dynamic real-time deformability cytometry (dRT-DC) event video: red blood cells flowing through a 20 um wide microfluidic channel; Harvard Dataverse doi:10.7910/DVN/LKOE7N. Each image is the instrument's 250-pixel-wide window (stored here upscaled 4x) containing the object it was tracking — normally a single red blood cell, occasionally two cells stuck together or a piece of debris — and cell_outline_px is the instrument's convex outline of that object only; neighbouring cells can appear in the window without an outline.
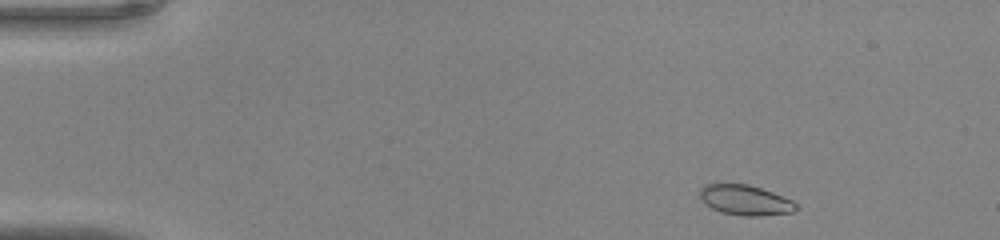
{"species": "common noctule bat (a hibernating species)", "species_latin": "Nyctalus noctula", "temperature_condition": "warm", "stored_images_in_passage": 41, "camera_frame_rate_fps": 3000, "um_per_image_px": 0.085, "animal": {"sex": "male", "body_mass_g": 20.0, "forearm_length_mm": 53.3}, "frame": {"image": 1, "passage_image": 1, "time_ms": 0.0, "image_size_px": [1000, 240], "cell_outline_px": [[796, 208], [792, 212], [760, 216], [744, 216], [720, 212], [704, 204], [700, 196], [700, 188], [704, 184], [748, 184], [772, 192], [792, 200], [796, 204]], "centroid_in_image_um": [63.31, 17.01], "position_along_channel_um": 21.7, "area_um2": 16.82}}
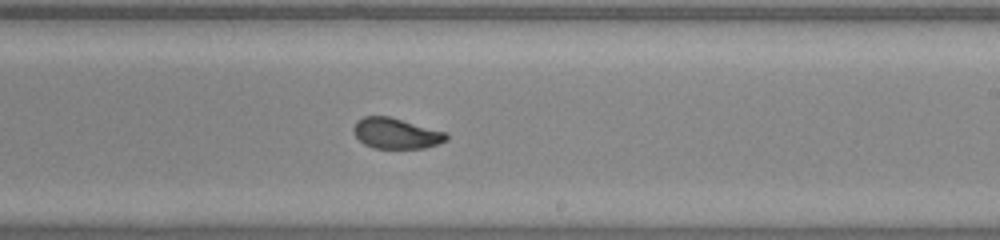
{"frame": {"image": 2, "passage_image": 23, "time_ms": 7.333, "image_size_px": [1000, 240], "cell_outline_px": [[448, 140], [424, 148], [372, 148], [364, 144], [352, 132], [352, 128], [356, 120], [364, 116], [388, 116], [444, 132], [448, 136]], "centroid_in_image_um": [33.6, 11.34], "position_along_channel_um": 255.4, "area_um2": 16.42}}
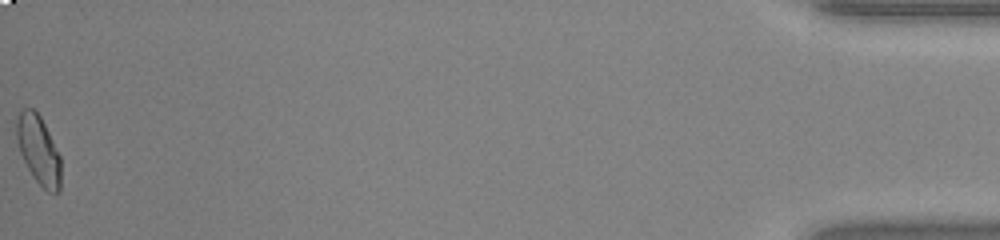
{"frame": {"image": 3, "passage_image": 41, "time_ms": 13.333, "image_size_px": [1000, 240], "cell_outline_px": [[60, 192], [48, 192], [36, 180], [28, 168], [20, 152], [16, 136], [16, 120], [20, 112], [24, 108], [32, 108], [40, 116], [60, 156]], "centroid_in_image_um": [3.27, 12.74], "position_along_channel_um": 431.9, "area_um2": 17.34}}